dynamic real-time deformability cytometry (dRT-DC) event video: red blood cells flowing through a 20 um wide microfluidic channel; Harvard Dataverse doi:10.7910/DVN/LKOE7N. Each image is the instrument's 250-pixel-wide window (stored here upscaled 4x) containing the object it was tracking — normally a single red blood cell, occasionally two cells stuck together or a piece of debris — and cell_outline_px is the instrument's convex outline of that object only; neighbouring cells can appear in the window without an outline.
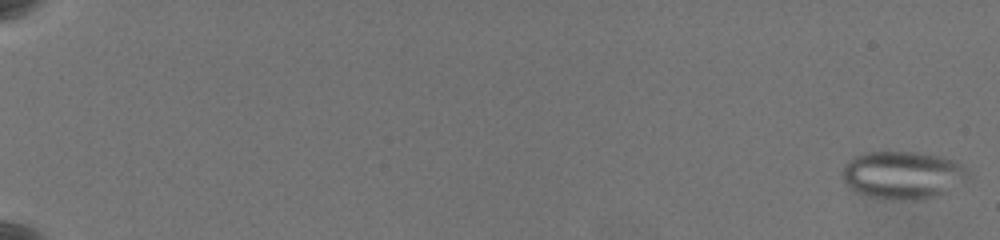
{"species": "common noctule bat (a hibernating species)", "species_latin": "Nyctalus noctula", "temperature_condition": "warm", "stored_images_in_passage": 49, "camera_frame_rate_fps": 3000, "um_per_image_px": 0.085, "animal": {"sex": "female", "body_mass_g": 19.5, "forearm_length_mm": 54.1}, "frame": {"image": 1, "passage_image": 1, "time_ms": 0.0, "image_size_px": [1000, 240], "cell_outline_px": [[972, 176], [944, 192], [936, 196], [876, 196], [860, 192], [848, 188], [844, 184], [840, 176], [840, 172], [844, 164], [852, 156], [868, 152], [916, 152], [936, 156], [952, 160], [968, 168]], "centroid_in_image_um": [76.68, 14.8], "position_along_channel_um": 8.3, "area_um2": 33.81}}
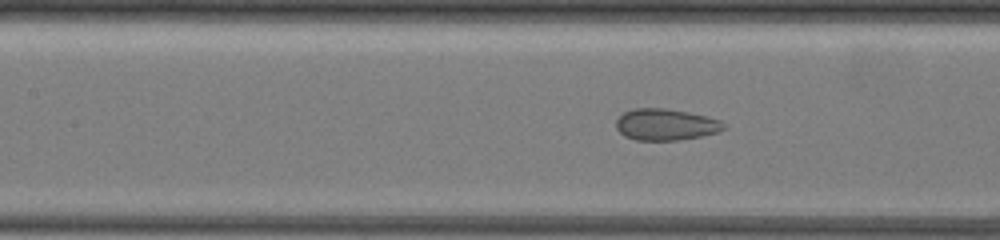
{"frame": {"image": 2, "passage_image": 33, "time_ms": 10.667, "image_size_px": [1000, 240], "cell_outline_px": [[728, 128], [716, 132], [700, 136], [676, 140], [636, 140], [624, 136], [616, 128], [616, 120], [624, 112], [632, 108], [668, 108], [708, 116], [720, 120], [728, 124]], "centroid_in_image_um": [56.61, 10.57], "position_along_channel_um": 150.8, "area_um2": 19.94}}
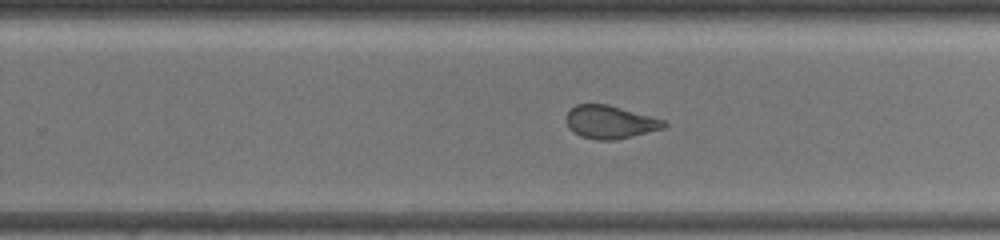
{"frame": {"image": 3, "passage_image": 44, "time_ms": 14.333, "image_size_px": [1000, 240], "cell_outline_px": [[668, 124], [664, 128], [616, 140], [596, 140], [580, 136], [572, 132], [568, 128], [564, 120], [564, 116], [576, 104], [608, 104], [664, 120]], "centroid_in_image_um": [51.8, 10.38], "position_along_channel_um": 278.0, "area_um2": 18.96}}